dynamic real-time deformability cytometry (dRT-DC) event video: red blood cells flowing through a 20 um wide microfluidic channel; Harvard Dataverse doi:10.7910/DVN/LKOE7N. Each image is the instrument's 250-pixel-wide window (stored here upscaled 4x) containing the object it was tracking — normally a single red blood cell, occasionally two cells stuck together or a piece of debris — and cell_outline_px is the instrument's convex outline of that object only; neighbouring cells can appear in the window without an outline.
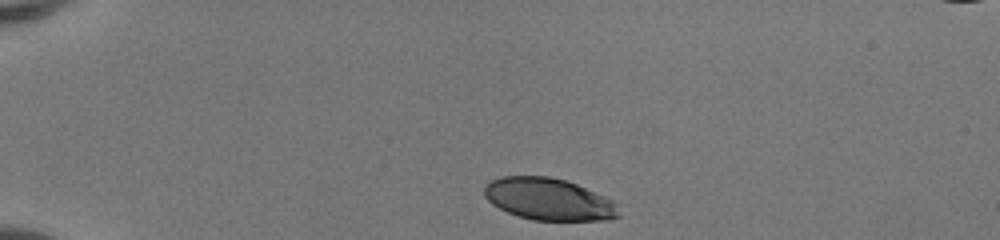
{"species": "human", "species_latin": "Homo sapiens", "temperature_condition": "room temperature", "stored_images_in_passage": 35, "camera_frame_rate_fps": 3000, "um_per_image_px": 0.085, "donor": {"sex": "female"}, "frame": {"image": 1, "passage_image": 1, "time_ms": 0.0, "image_size_px": [1000, 240], "cell_outline_px": [[620, 216], [612, 220], [532, 220], [508, 212], [492, 204], [484, 196], [484, 184], [500, 176], [548, 176], [564, 180], [576, 184], [616, 200], [620, 204]], "centroid_in_image_um": [46.7, 16.93], "position_along_channel_um": 38.3, "area_um2": 33.29}}
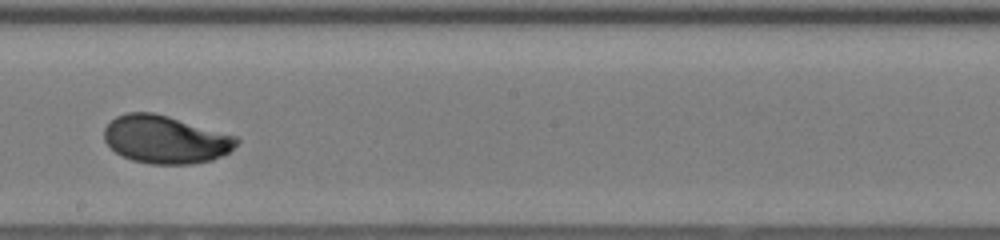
{"frame": {"image": 2, "passage_image": 20, "time_ms": 6.333, "image_size_px": [1000, 240], "cell_outline_px": [[240, 140], [228, 152], [212, 160], [192, 164], [152, 164], [132, 160], [116, 152], [104, 140], [104, 128], [116, 116], [128, 112], [152, 112], [168, 116], [236, 136]], "centroid_in_image_um": [14.05, 11.85], "position_along_channel_um": 234.1, "area_um2": 36.65}}
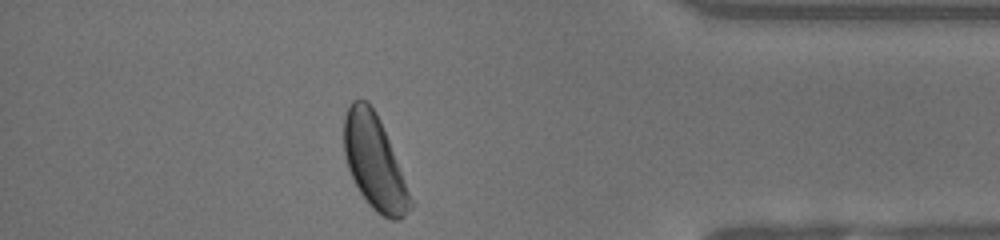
{"frame": {"image": 3, "passage_image": 34, "time_ms": 11.0, "image_size_px": [1000, 240], "cell_outline_px": [[416, 204], [400, 220], [388, 220], [376, 212], [368, 204], [360, 192], [348, 168], [344, 156], [344, 116], [352, 100], [368, 100], [376, 112], [380, 120]], "centroid_in_image_um": [31.86, 13.84], "position_along_channel_um": 403.3, "area_um2": 36.65}, "authors_computed_cell_mechanics": {"area_um2": 36.703, "velocity_mm_per_s": 4.1432, "shape_relaxation_time_tau1_ms": 2.9325, "shape_relaxation_time_tau2_ms": null, "deformation_change_tau1": 0.1482, "deformation_change_tau2": null}}